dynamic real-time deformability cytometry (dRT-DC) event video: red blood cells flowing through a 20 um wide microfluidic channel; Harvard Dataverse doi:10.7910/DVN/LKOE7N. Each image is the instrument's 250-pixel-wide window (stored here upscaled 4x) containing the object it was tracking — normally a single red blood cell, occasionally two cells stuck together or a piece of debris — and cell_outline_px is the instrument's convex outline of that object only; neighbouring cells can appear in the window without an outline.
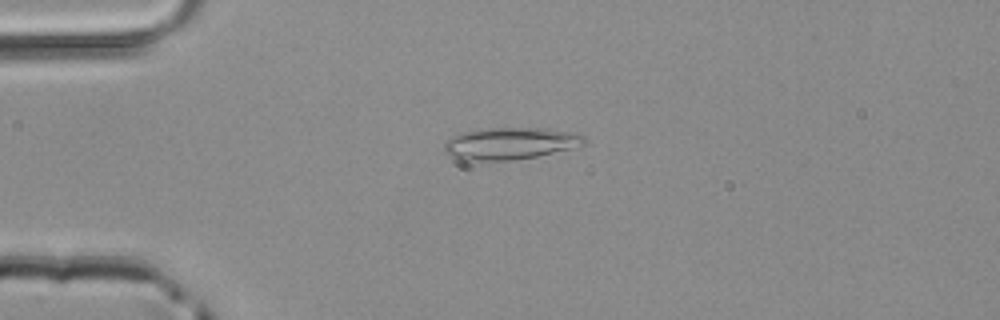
{"species": "common noctule bat (a hibernating species)", "species_latin": "Nyctalus noctula", "temperature_condition": "room temperature", "stored_images_in_passage": 32, "camera_frame_rate_fps": 3000, "um_per_image_px": 0.085, "animal": {"sex": "male", "body_mass_g": 20.4}, "frame": {"image": 1, "passage_image": 2, "time_ms": 0.333, "image_size_px": [1000, 320], "cell_outline_px": [[584, 144], [536, 156], [512, 160], [456, 160], [444, 152], [444, 140], [452, 136], [464, 132], [484, 128], [544, 128], [576, 132], [584, 136]], "centroid_in_image_um": [43.28, 12.18], "position_along_channel_um": 41.7, "area_um2": 26.01}}
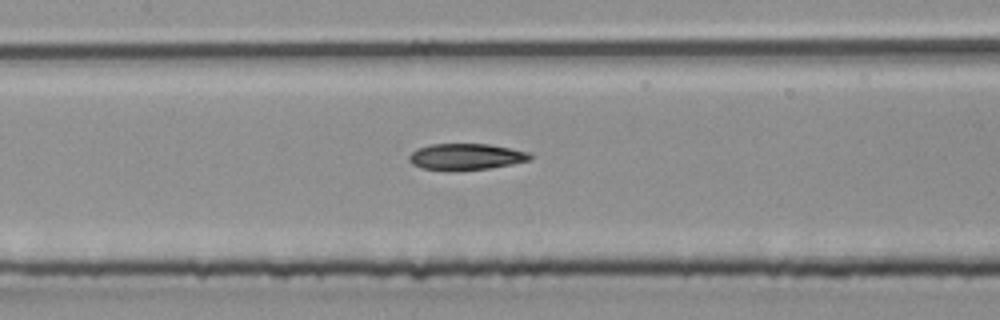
{"frame": {"image": 2, "passage_image": 13, "time_ms": 4.0, "image_size_px": [1000, 320], "cell_outline_px": [[532, 160], [512, 164], [488, 168], [448, 172], [420, 168], [412, 164], [408, 160], [408, 156], [416, 148], [432, 144], [488, 144], [528, 152], [532, 156]], "centroid_in_image_um": [39.55, 13.34], "position_along_channel_um": 167.9, "area_um2": 18.84}}
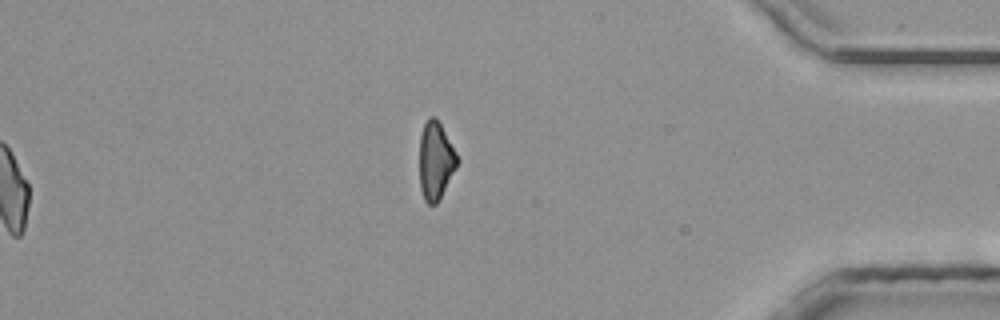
{"frame": {"image": 3, "passage_image": 32, "time_ms": 10.333, "image_size_px": [1000, 320], "cell_outline_px": [[460, 160], [440, 200], [436, 204], [428, 204], [424, 200], [420, 188], [420, 136], [424, 124], [428, 116], [432, 116], [440, 124], [456, 152]], "centroid_in_image_um": [37.03, 13.7], "position_along_channel_um": 398.2, "area_um2": 17.11}}